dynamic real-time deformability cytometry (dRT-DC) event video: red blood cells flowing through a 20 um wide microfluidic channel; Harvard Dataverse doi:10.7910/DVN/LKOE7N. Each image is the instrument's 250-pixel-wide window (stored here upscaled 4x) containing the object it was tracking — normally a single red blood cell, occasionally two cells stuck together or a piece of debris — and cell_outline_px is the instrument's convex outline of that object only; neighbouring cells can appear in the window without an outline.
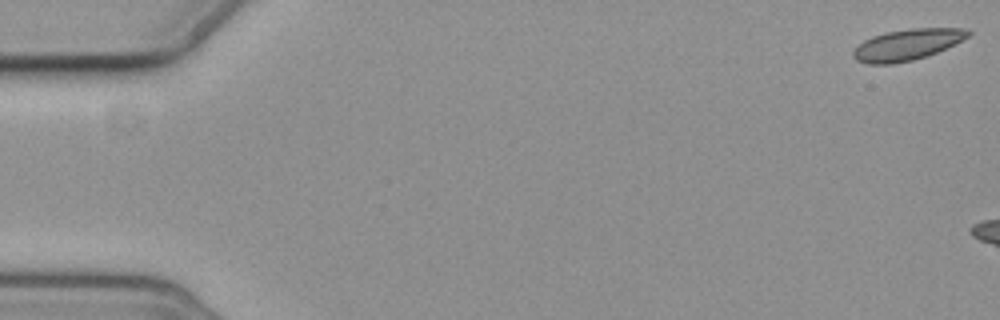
{"species": "common noctule bat (a hibernating species)", "species_latin": "Nyctalus noctula", "temperature_condition": "cold", "stored_images_in_passage": 2, "camera_frame_rate_fps": 3000, "um_per_image_px": 0.085, "animal": {"sex": "female", "body_mass_g": 19.3, "forearm_length_mm": 54.1}, "frame": {"image": 1, "passage_image": 1, "time_ms": 0.0, "image_size_px": [1000, 320], "cell_outline_px": [[972, 32], [968, 36], [936, 52], [912, 60], [892, 64], [868, 64], [856, 60], [852, 56], [852, 52], [864, 40], [872, 36], [888, 32], [912, 28], [968, 28]], "centroid_in_image_um": [77.07, 3.79], "position_along_channel_um": 7.9, "area_um2": 20.46}}